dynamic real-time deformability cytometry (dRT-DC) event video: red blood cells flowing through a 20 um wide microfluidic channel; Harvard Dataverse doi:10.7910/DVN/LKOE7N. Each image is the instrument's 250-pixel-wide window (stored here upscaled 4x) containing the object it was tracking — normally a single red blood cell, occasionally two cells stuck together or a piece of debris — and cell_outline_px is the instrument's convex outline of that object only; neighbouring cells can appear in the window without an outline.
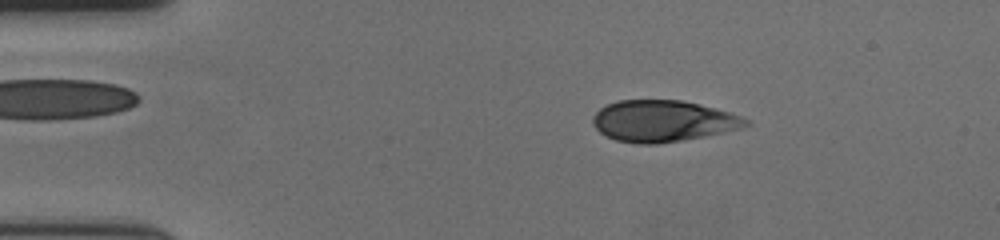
{"species": "human", "species_latin": "Homo sapiens", "temperature_condition": "cold", "stored_images_in_passage": 56, "camera_frame_rate_fps": 3000, "um_per_image_px": 0.085, "donor": {"sex": "female"}, "frame": {"image": 1, "passage_image": 9, "time_ms": 2.667, "image_size_px": [1000, 240], "cell_outline_px": [[752, 124], [744, 128], [704, 136], [656, 144], [640, 144], [616, 140], [600, 132], [596, 128], [592, 120], [592, 116], [600, 108], [616, 100], [680, 100], [700, 104], [728, 112], [740, 116], [748, 120]], "centroid_in_image_um": [56.35, 10.28], "position_along_channel_um": 28.6, "area_um2": 36.76}}
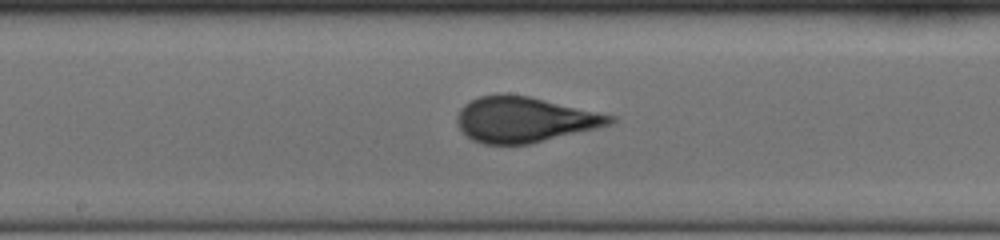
{"frame": {"image": 2, "passage_image": 29, "time_ms": 9.333, "image_size_px": [1000, 240], "cell_outline_px": [[616, 120], [612, 124], [596, 128], [528, 144], [484, 144], [472, 140], [456, 124], [456, 116], [460, 108], [464, 104], [480, 96], [500, 92], [504, 92], [528, 96], [616, 116]], "centroid_in_image_um": [44.54, 10.14], "position_along_channel_um": 203.7, "area_um2": 40.46}}
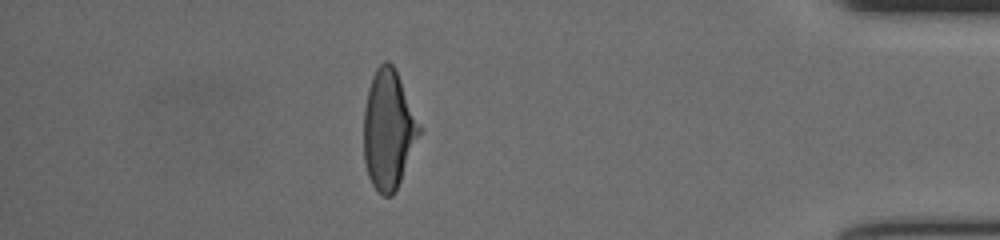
{"frame": {"image": 3, "passage_image": 49, "time_ms": 16.0, "image_size_px": [1000, 240], "cell_outline_px": [[420, 132], [396, 192], [392, 196], [384, 196], [372, 184], [368, 176], [364, 160], [364, 108], [368, 88], [372, 76], [376, 68], [384, 60], [388, 60], [396, 68], [420, 124]], "centroid_in_image_um": [33.0, 10.99], "position_along_channel_um": 402.2, "area_um2": 38.49}, "authors_computed_cell_mechanics": {"area_um2": 39.593, "velocity_mm_per_s": 3.6265, "shape_relaxation_time_tau1_ms": 4.7147, "shape_relaxation_time_tau2_ms": null, "deformation_change_tau1": 0.1771, "deformation_change_tau2": null}}